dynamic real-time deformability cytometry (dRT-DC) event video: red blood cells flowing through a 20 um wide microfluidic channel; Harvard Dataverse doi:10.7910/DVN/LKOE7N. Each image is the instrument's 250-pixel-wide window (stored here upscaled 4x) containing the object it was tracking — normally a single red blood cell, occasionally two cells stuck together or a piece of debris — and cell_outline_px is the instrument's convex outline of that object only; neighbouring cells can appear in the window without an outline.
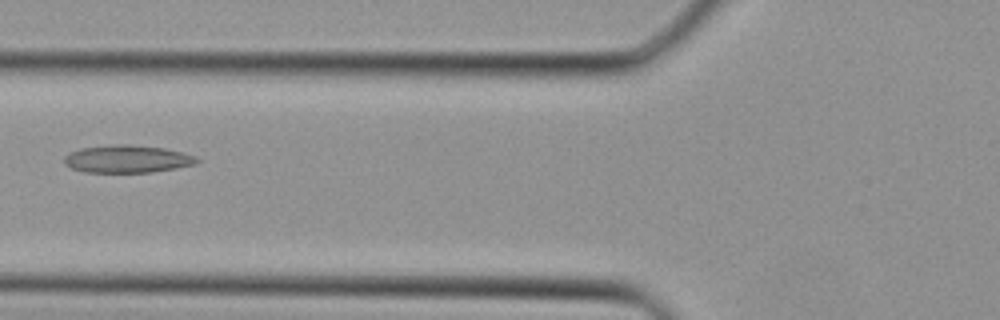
{"species": "Egyptian fruit bat (a non-hibernating species)", "species_latin": "Rousettus aegyptiacus", "temperature_condition": "cold", "stored_images_in_passage": 37, "camera_frame_rate_fps": 3000, "um_per_image_px": 0.085, "animal": {"sex": "female"}, "frame": {"image": 1, "passage_image": 16, "time_ms": 5.0, "image_size_px": [1000, 320], "cell_outline_px": [[200, 160], [196, 164], [176, 168], [152, 172], [84, 172], [72, 168], [64, 164], [64, 156], [80, 148], [116, 144], [128, 144], [164, 148], [184, 152], [196, 156]], "centroid_in_image_um": [10.84, 13.51], "position_along_channel_um": 115.0, "area_um2": 21.39}}
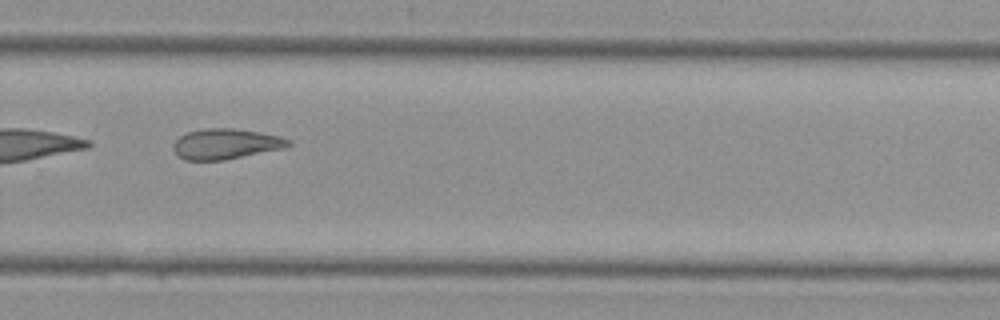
{"frame": {"image": 2, "passage_image": 27, "time_ms": 8.667, "image_size_px": [1000, 320], "cell_outline_px": [[292, 144], [284, 148], [224, 160], [184, 160], [176, 156], [172, 148], [172, 144], [180, 136], [188, 132], [204, 128], [232, 128], [260, 132], [280, 136], [292, 140]], "centroid_in_image_um": [19.17, 12.23], "position_along_channel_um": 310.6, "area_um2": 20.58}}